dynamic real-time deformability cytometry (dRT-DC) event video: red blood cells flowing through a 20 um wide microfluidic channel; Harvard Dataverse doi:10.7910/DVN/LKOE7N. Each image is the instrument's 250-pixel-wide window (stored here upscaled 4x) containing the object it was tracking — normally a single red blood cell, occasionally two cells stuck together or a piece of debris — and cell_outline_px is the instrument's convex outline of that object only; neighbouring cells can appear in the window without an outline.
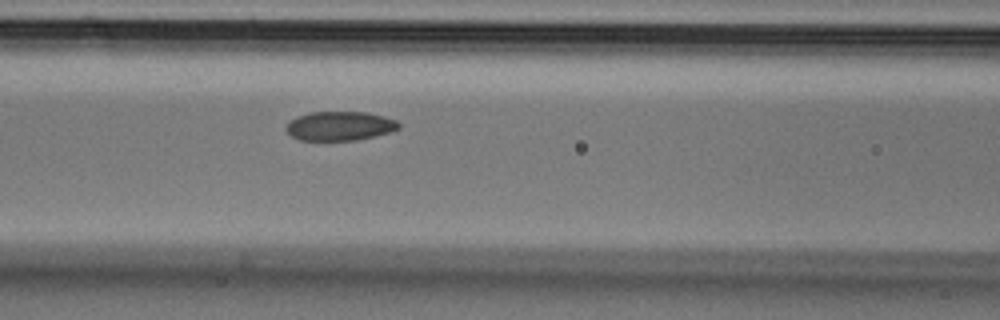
{"species": "Egyptian fruit bat (a non-hibernating species)", "species_latin": "Rousettus aegyptiacus", "temperature_condition": "cold", "stored_images_in_passage": 6, "camera_frame_rate_fps": 3000, "um_per_image_px": 0.085, "animal": {"sex": "male"}, "frame": {"image": 1, "passage_image": 6, "time_ms": 1.667, "image_size_px": [1000, 320], "cell_outline_px": [[400, 128], [392, 132], [356, 140], [300, 140], [292, 136], [284, 128], [296, 116], [312, 112], [368, 112], [384, 116], [396, 120], [400, 124]], "centroid_in_image_um": [28.92, 10.7], "position_along_channel_um": 137.7, "area_um2": 19.13}}